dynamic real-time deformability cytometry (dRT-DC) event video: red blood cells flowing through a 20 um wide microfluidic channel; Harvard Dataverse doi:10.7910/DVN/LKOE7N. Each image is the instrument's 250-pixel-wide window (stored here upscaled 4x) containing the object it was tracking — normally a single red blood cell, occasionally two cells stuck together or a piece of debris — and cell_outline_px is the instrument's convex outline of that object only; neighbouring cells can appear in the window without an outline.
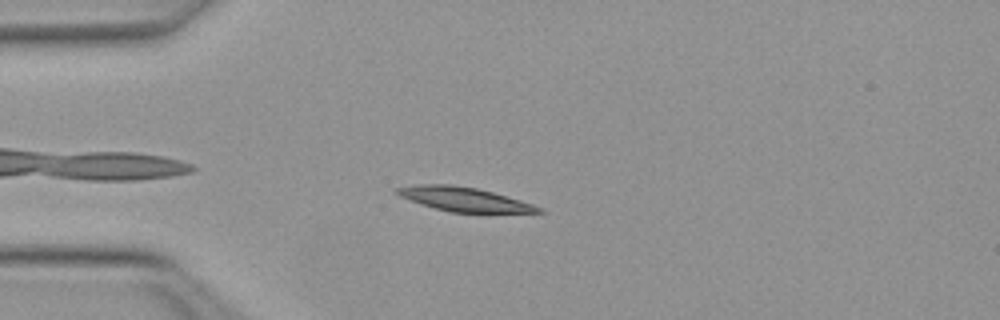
{"species": "Egyptian fruit bat (a non-hibernating species)", "species_latin": "Rousettus aegyptiacus", "temperature_condition": "warm", "stored_images_in_passage": 41, "camera_frame_rate_fps": 3000, "um_per_image_px": 0.085, "animal": {"sex": "female"}, "frame": {"image": 1, "passage_image": 3, "time_ms": 0.667, "image_size_px": [1000, 320], "cell_outline_px": [[544, 212], [452, 212], [420, 204], [400, 196], [392, 192], [392, 188], [420, 184], [452, 184], [476, 188], [492, 192], [520, 200], [544, 208]], "centroid_in_image_um": [39.38, 16.92], "position_along_channel_um": 45.6, "area_um2": 19.71}}
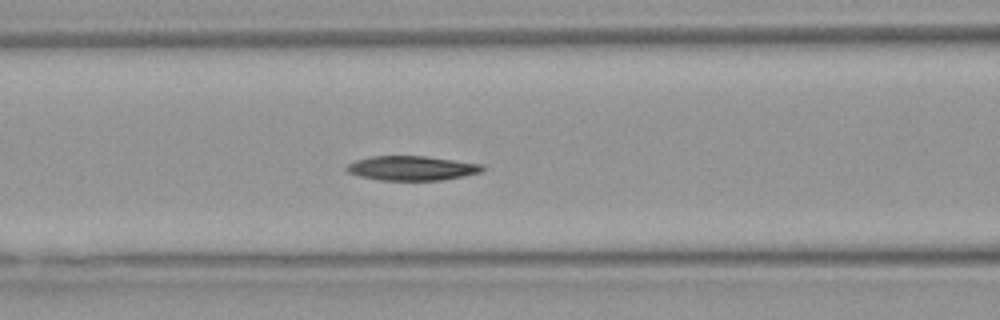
{"frame": {"image": 2, "passage_image": 11, "time_ms": 3.333, "image_size_px": [1000, 320], "cell_outline_px": [[484, 168], [480, 172], [464, 176], [440, 180], [380, 180], [360, 176], [348, 172], [344, 168], [348, 164], [356, 160], [372, 156], [424, 156], [484, 164]], "centroid_in_image_um": [35.0, 14.29], "position_along_channel_um": 131.6, "area_um2": 19.25}}
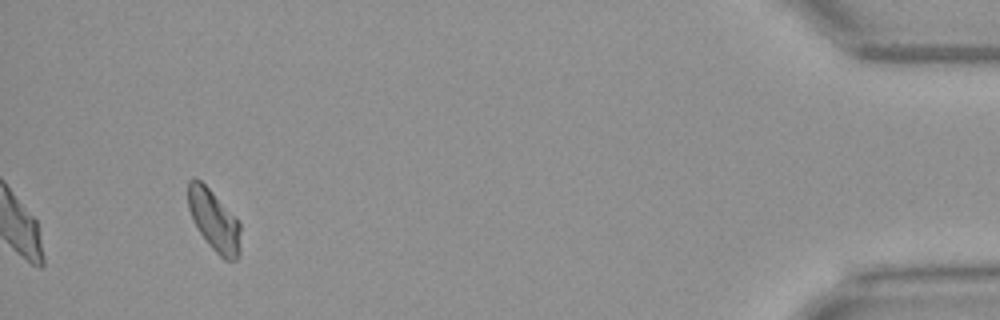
{"frame": {"image": 3, "passage_image": 38, "time_ms": 12.333, "image_size_px": [1000, 320], "cell_outline_px": [[240, 252], [236, 260], [224, 260], [208, 244], [200, 232], [188, 208], [188, 180], [196, 176], [212, 192], [240, 224]], "centroid_in_image_um": [18.19, 18.75], "position_along_channel_um": 417.0, "area_um2": 18.26}, "authors_computed_cell_mechanics": {"area_um2": 19.5942, "velocity_mm_per_s": 3.9768, "shape_relaxation_time_tau1_ms": 3.7139, "shape_relaxation_time_tau2_ms": null, "deformation_change_tau1": 0.1347, "deformation_change_tau2": null}}